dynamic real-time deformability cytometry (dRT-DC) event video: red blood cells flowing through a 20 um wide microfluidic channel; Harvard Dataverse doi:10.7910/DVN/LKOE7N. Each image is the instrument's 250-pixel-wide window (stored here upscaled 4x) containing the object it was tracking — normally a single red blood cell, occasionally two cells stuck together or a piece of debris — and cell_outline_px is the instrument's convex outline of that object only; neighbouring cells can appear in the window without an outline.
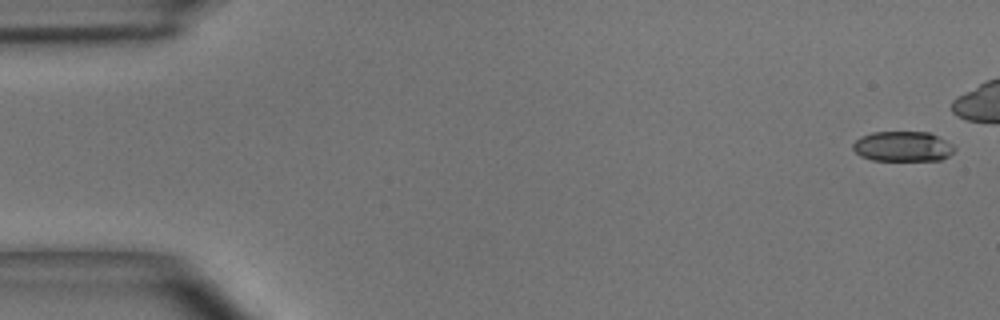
{"species": "common noctule bat (a hibernating species)", "species_latin": "Nyctalus noctula", "temperature_condition": "room temperature", "stored_images_in_passage": 7, "camera_frame_rate_fps": 3000, "um_per_image_px": 0.085, "animal": {"sex": "male", "body_mass_g": 15.6}, "frame": {"image": 1, "passage_image": 1, "time_ms": 0.0, "image_size_px": [1000, 320], "cell_outline_px": [[956, 148], [948, 156], [940, 160], [872, 160], [860, 156], [852, 148], [852, 144], [860, 136], [872, 132], [928, 132], [952, 144]], "centroid_in_image_um": [76.69, 12.44], "position_along_channel_um": 8.3, "area_um2": 17.74}}